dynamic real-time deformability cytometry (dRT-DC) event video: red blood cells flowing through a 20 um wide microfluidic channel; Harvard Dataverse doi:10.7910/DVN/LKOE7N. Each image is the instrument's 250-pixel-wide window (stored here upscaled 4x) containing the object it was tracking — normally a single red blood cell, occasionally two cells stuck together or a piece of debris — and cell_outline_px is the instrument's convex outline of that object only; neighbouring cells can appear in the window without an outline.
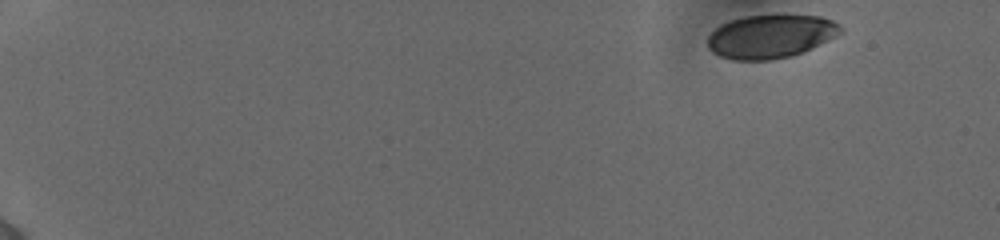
{"species": "human", "species_latin": "Homo sapiens", "temperature_condition": "cold", "stored_images_in_passage": 50, "camera_frame_rate_fps": 3000, "um_per_image_px": 0.085, "donor": {"sex": "female"}, "frame": {"image": 1, "passage_image": 1, "time_ms": 0.0, "image_size_px": [1000, 240], "cell_outline_px": [[844, 28], [836, 36], [792, 56], [772, 60], [732, 60], [720, 56], [712, 52], [708, 48], [708, 36], [720, 24], [744, 16], [820, 16], [832, 20], [840, 24]], "centroid_in_image_um": [65.48, 3.1], "position_along_channel_um": 19.5, "area_um2": 33.35}}
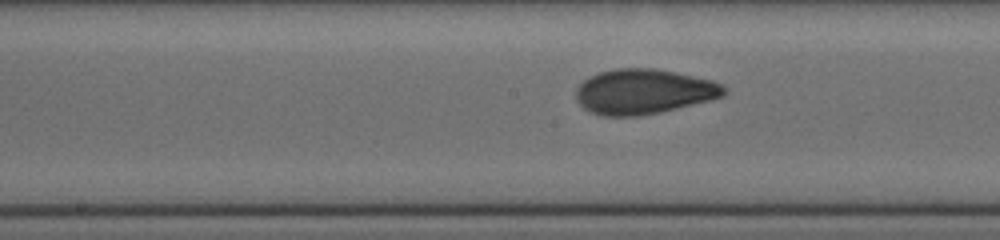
{"frame": {"image": 2, "passage_image": 27, "time_ms": 8.667, "image_size_px": [1000, 240], "cell_outline_px": [[728, 88], [724, 96], [660, 112], [640, 116], [600, 116], [584, 108], [576, 100], [576, 88], [588, 76], [600, 72], [616, 68], [656, 68], [712, 80], [724, 84]], "centroid_in_image_um": [54.71, 7.78], "position_along_channel_um": 193.5, "area_um2": 38.9}}
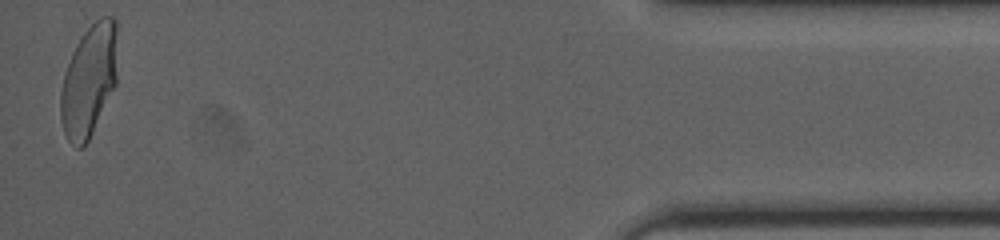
{"frame": {"image": 3, "passage_image": 50, "time_ms": 16.333, "image_size_px": [1000, 240], "cell_outline_px": [[116, 84], [88, 140], [80, 148], [76, 148], [68, 140], [64, 132], [60, 120], [60, 92], [64, 72], [72, 52], [76, 44], [84, 32], [100, 16], [116, 16]], "centroid_in_image_um": [7.54, 6.83], "position_along_channel_um": 427.7, "area_um2": 36.99}, "authors_computed_cell_mechanics": {"area_um2": 36.9053, "velocity_mm_per_s": 3.8837, "shape_relaxation_time_tau1_ms": 4.6023, "shape_relaxation_time_tau2_ms": 0.9545, "deformation_change_tau1": 0.1481, "deformation_change_tau2": 0.0591}}